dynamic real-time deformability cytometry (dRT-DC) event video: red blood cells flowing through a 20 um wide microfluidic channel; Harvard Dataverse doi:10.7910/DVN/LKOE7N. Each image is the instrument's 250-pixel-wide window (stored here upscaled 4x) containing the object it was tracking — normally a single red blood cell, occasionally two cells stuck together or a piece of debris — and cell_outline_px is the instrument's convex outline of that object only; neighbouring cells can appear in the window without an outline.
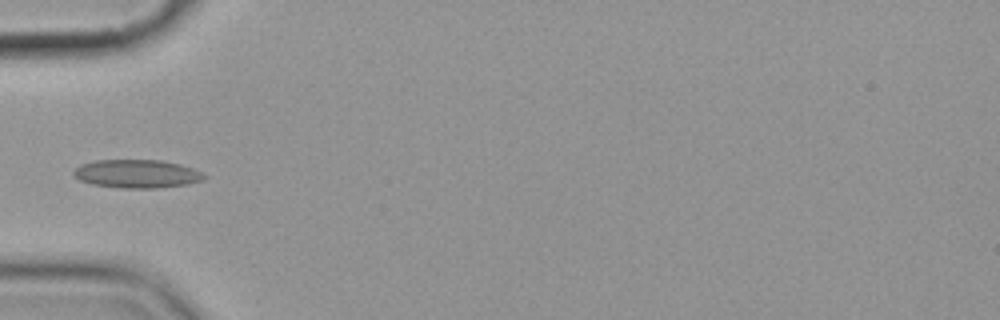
{"species": "common noctule bat (a hibernating species)", "species_latin": "Nyctalus noctula", "temperature_condition": "cold", "stored_images_in_passage": 5, "camera_frame_rate_fps": 3000, "um_per_image_px": 0.085, "animal": {"sex": "female", "body_mass_g": 19.9}, "frame": {"image": 1, "passage_image": 5, "time_ms": 5.667, "image_size_px": [1000, 320], "cell_outline_px": [[208, 176], [204, 180], [188, 184], [156, 188], [120, 188], [92, 184], [80, 180], [72, 176], [72, 172], [80, 164], [96, 160], [160, 160], [180, 164], [192, 168]], "centroid_in_image_um": [11.62, 14.77], "position_along_channel_um": 73.4, "area_um2": 21.68}}